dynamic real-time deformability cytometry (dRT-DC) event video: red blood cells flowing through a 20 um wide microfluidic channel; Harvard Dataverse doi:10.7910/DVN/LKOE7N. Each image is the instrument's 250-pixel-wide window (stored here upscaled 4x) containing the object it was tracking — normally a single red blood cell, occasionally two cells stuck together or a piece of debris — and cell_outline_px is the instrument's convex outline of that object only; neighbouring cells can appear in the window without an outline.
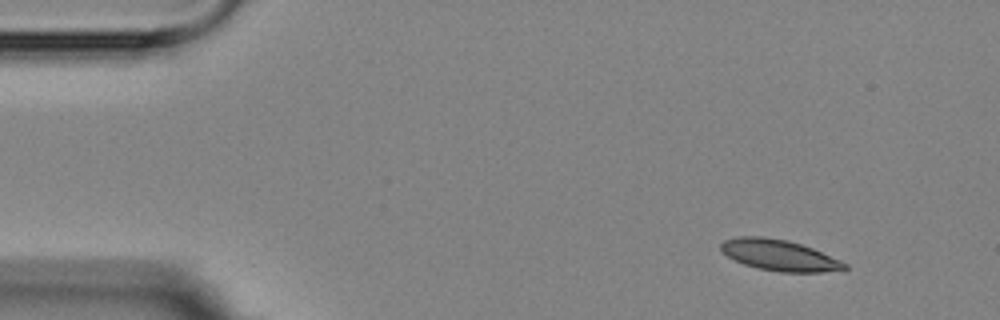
{"species": "Egyptian fruit bat (a non-hibernating species)", "species_latin": "Rousettus aegyptiacus", "temperature_condition": "room temperature", "stored_images_in_passage": 5, "camera_frame_rate_fps": 3000, "um_per_image_px": 0.085, "animal": {"sex": "female"}, "frame": {"image": 1, "passage_image": 1, "time_ms": 0.0, "image_size_px": [1000, 320], "cell_outline_px": [[848, 268], [844, 272], [780, 272], [760, 268], [744, 264], [728, 256], [720, 248], [720, 244], [724, 240], [736, 236], [764, 236], [788, 240], [812, 248], [840, 260], [848, 264]], "centroid_in_image_um": [66.3, 21.69], "position_along_channel_um": 18.7, "area_um2": 22.48}}
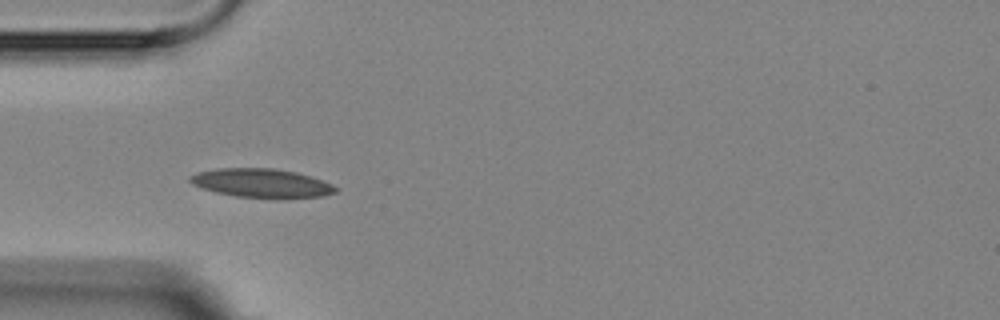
{"frame": {"image": 2, "passage_image": 4, "time_ms": 3.667, "image_size_px": [1000, 320], "cell_outline_px": [[340, 188], [336, 192], [324, 196], [280, 200], [276, 200], [236, 196], [216, 192], [192, 184], [188, 180], [188, 176], [200, 172], [216, 168], [272, 168], [296, 172], [332, 184]], "centroid_in_image_um": [22.27, 15.59], "position_along_channel_um": 62.7, "area_um2": 24.91}}
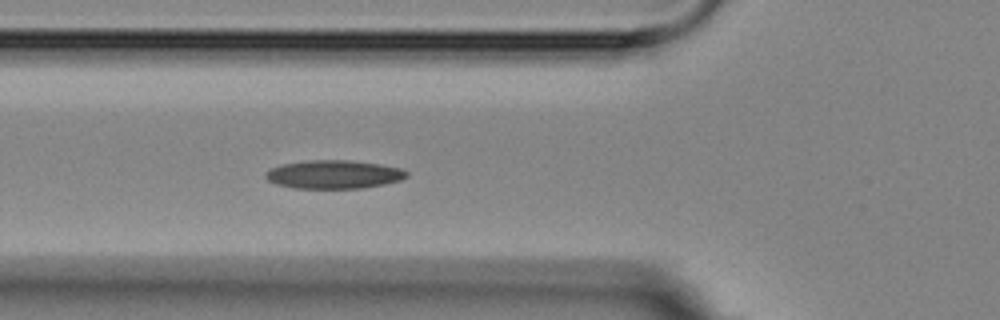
{"frame": {"image": 3, "passage_image": 5, "time_ms": 4.667, "image_size_px": [1000, 320], "cell_outline_px": [[408, 176], [400, 180], [384, 184], [360, 188], [292, 188], [276, 184], [268, 180], [264, 176], [272, 168], [280, 164], [308, 160], [348, 160], [380, 164], [400, 168], [408, 172]], "centroid_in_image_um": [28.37, 14.82], "position_along_channel_um": 97.4, "area_um2": 23.29}}